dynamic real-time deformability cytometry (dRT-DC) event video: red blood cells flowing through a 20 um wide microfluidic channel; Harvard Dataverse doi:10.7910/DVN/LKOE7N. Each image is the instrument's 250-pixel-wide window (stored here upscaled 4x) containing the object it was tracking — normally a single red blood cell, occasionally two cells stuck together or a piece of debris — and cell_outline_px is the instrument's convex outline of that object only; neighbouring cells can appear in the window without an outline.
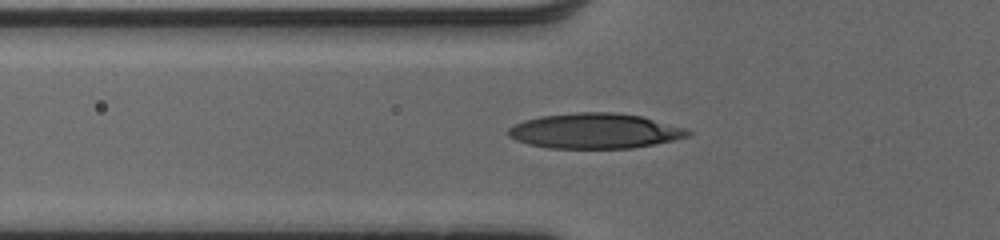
{"species": "human", "species_latin": "Homo sapiens", "temperature_condition": "cold", "stored_images_in_passage": 43, "camera_frame_rate_fps": 3000, "um_per_image_px": 0.085, "donor": {"sex": "male"}, "frame": {"image": 1, "passage_image": 12, "time_ms": 3.667, "image_size_px": [1000, 240], "cell_outline_px": [[692, 132], [688, 136], [672, 140], [632, 148], [548, 148], [528, 144], [516, 140], [508, 136], [508, 128], [524, 120], [540, 116], [576, 112], [612, 112], [640, 116], [688, 128]], "centroid_in_image_um": [50.55, 11.13], "position_along_channel_um": 75.2, "area_um2": 36.76}}
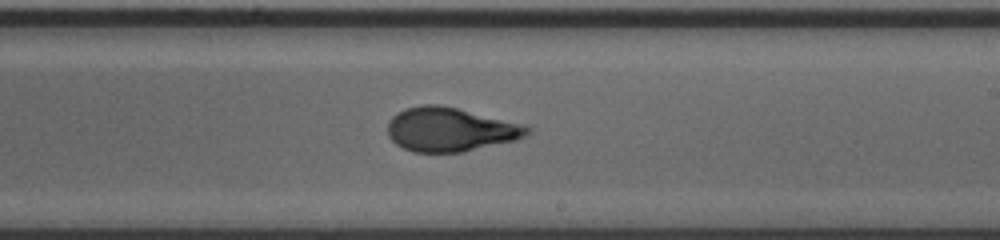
{"frame": {"image": 2, "passage_image": 25, "time_ms": 8.0, "image_size_px": [1000, 240], "cell_outline_px": [[532, 128], [524, 136], [516, 140], [464, 152], [412, 152], [396, 144], [388, 136], [388, 120], [396, 112], [404, 108], [424, 104], [440, 104], [524, 124]], "centroid_in_image_um": [38.24, 11.0], "position_along_channel_um": 250.8, "area_um2": 35.89}}
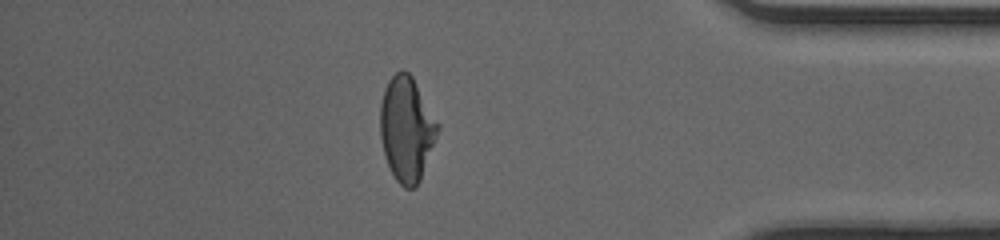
{"frame": {"image": 3, "passage_image": 38, "time_ms": 12.333, "image_size_px": [1000, 240], "cell_outline_px": [[440, 128], [420, 180], [416, 188], [404, 188], [396, 180], [388, 164], [384, 152], [380, 136], [380, 104], [384, 88], [388, 80], [396, 72], [408, 72], [412, 76], [440, 124]], "centroid_in_image_um": [34.57, 10.96], "position_along_channel_um": 400.6, "area_um2": 34.97}}